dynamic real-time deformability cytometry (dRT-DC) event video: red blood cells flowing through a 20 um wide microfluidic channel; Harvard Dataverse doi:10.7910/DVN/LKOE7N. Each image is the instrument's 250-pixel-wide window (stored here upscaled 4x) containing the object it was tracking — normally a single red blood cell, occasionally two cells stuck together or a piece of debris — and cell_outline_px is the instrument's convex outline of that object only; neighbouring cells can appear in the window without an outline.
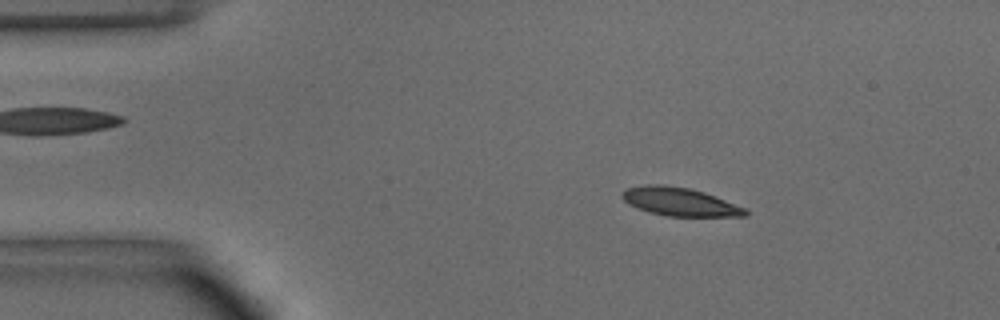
{"species": "common noctule bat (a hibernating species)", "species_latin": "Nyctalus noctula", "temperature_condition": "warm", "stored_images_in_passage": 49, "camera_frame_rate_fps": 3000, "um_per_image_px": 0.085, "animal": {"sex": "male", "body_mass_g": 15.6}, "frame": {"image": 1, "passage_image": 7, "time_ms": 2.0, "image_size_px": [1000, 320], "cell_outline_px": [[748, 216], [668, 216], [652, 212], [628, 204], [620, 196], [620, 192], [628, 188], [644, 184], [664, 184], [692, 188], [704, 192], [748, 208]], "centroid_in_image_um": [57.8, 17.13], "position_along_channel_um": 27.2, "area_um2": 20.46}}
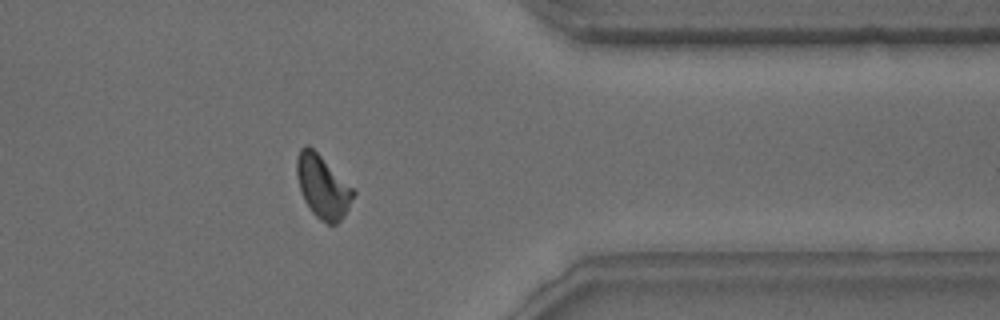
{"frame": {"image": 2, "passage_image": 39, "time_ms": 12.667, "image_size_px": [1000, 320], "cell_outline_px": [[356, 192], [344, 216], [336, 224], [328, 224], [320, 220], [312, 212], [304, 200], [300, 192], [296, 176], [296, 156], [300, 148], [304, 144], [308, 144]], "centroid_in_image_um": [27.38, 15.87], "position_along_channel_um": 384.0, "area_um2": 20.52}}
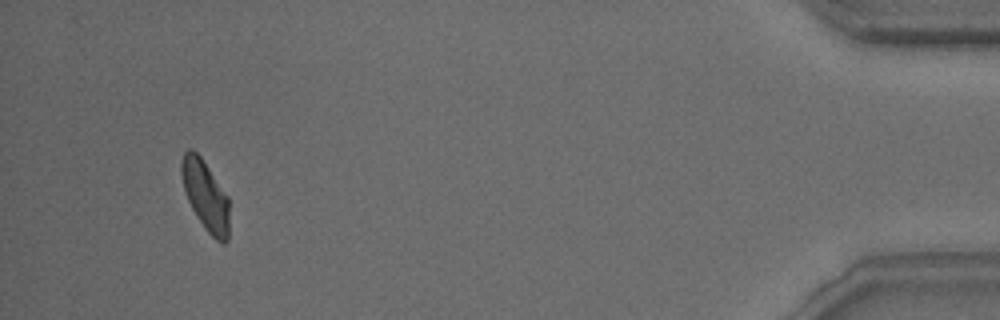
{"frame": {"image": 3, "passage_image": 46, "time_ms": 15.0, "image_size_px": [1000, 320], "cell_outline_px": [[228, 240], [224, 244], [220, 244], [204, 228], [196, 216], [188, 200], [184, 188], [180, 172], [180, 160], [184, 152], [188, 148], [192, 148], [200, 156], [228, 196]], "centroid_in_image_um": [17.45, 16.61], "position_along_channel_um": 417.8, "area_um2": 19.48}, "authors_computed_cell_mechanics": {"area_um2": 20.4612, "velocity_mm_per_s": 4.0072, "shape_relaxation_time_tau1_ms": 3.2602, "shape_relaxation_time_tau2_ms": 1.7429, "deformation_change_tau1": 0.1394, "deformation_change_tau2": 0.0771}}